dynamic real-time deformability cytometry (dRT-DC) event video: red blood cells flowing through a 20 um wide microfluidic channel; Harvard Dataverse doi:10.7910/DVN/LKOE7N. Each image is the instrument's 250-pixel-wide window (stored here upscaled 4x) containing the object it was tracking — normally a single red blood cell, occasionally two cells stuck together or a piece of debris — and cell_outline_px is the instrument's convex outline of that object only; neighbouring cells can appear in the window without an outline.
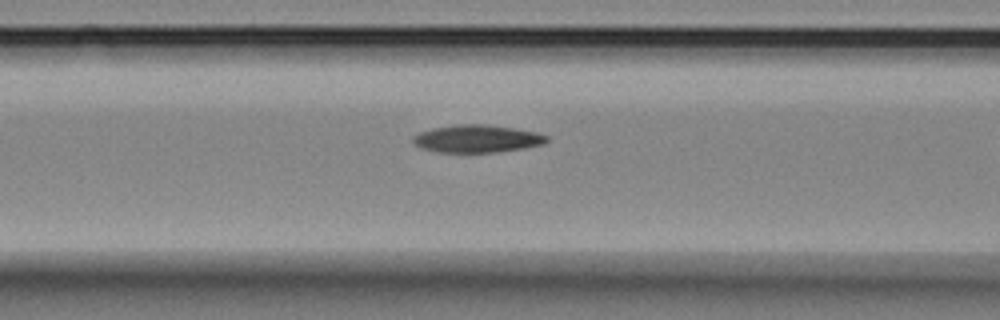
{"species": "Egyptian fruit bat (a non-hibernating species)", "species_latin": "Rousettus aegyptiacus", "temperature_condition": "room temperature", "stored_images_in_passage": 8, "segment_of_instrument_passage": [2, 2], "camera_frame_rate_fps": 3000, "um_per_image_px": 0.085, "animal": {"sex": "female"}, "frame": {"image": 1, "passage_image": 8, "time_ms": 8.667, "image_size_px": [1000, 320], "cell_outline_px": [[548, 140], [544, 144], [524, 148], [496, 152], [436, 152], [424, 148], [416, 144], [412, 140], [412, 136], [420, 132], [432, 128], [456, 124], [484, 124], [512, 128], [536, 132], [548, 136]], "centroid_in_image_um": [40.55, 11.78], "position_along_channel_um": 126.0, "area_um2": 21.39}}